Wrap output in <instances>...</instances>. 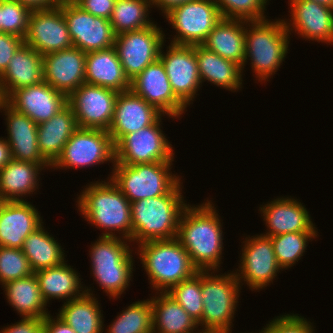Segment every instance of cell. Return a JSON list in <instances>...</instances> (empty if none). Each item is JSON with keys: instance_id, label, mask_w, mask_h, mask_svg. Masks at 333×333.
<instances>
[{"instance_id": "obj_1", "label": "cell", "mask_w": 333, "mask_h": 333, "mask_svg": "<svg viewBox=\"0 0 333 333\" xmlns=\"http://www.w3.org/2000/svg\"><path fill=\"white\" fill-rule=\"evenodd\" d=\"M212 200L199 205L189 204L179 221L176 238L189 254L198 270H220L222 263V219Z\"/></svg>"}, {"instance_id": "obj_2", "label": "cell", "mask_w": 333, "mask_h": 333, "mask_svg": "<svg viewBox=\"0 0 333 333\" xmlns=\"http://www.w3.org/2000/svg\"><path fill=\"white\" fill-rule=\"evenodd\" d=\"M77 198V208L85 220L104 229L102 235L119 237L131 241V202L124 196L111 179L90 182ZM114 231V232H113Z\"/></svg>"}, {"instance_id": "obj_3", "label": "cell", "mask_w": 333, "mask_h": 333, "mask_svg": "<svg viewBox=\"0 0 333 333\" xmlns=\"http://www.w3.org/2000/svg\"><path fill=\"white\" fill-rule=\"evenodd\" d=\"M180 181L168 194L131 203L133 243L176 238L179 221L189 205Z\"/></svg>"}, {"instance_id": "obj_4", "label": "cell", "mask_w": 333, "mask_h": 333, "mask_svg": "<svg viewBox=\"0 0 333 333\" xmlns=\"http://www.w3.org/2000/svg\"><path fill=\"white\" fill-rule=\"evenodd\" d=\"M290 34L282 19L245 20V59L259 82L269 81L288 53ZM248 60V61H247Z\"/></svg>"}, {"instance_id": "obj_5", "label": "cell", "mask_w": 333, "mask_h": 333, "mask_svg": "<svg viewBox=\"0 0 333 333\" xmlns=\"http://www.w3.org/2000/svg\"><path fill=\"white\" fill-rule=\"evenodd\" d=\"M136 251L156 293H167L198 272L177 238L146 241Z\"/></svg>"}, {"instance_id": "obj_6", "label": "cell", "mask_w": 333, "mask_h": 333, "mask_svg": "<svg viewBox=\"0 0 333 333\" xmlns=\"http://www.w3.org/2000/svg\"><path fill=\"white\" fill-rule=\"evenodd\" d=\"M118 236H99L90 246L91 275L110 299H119L128 289L134 271V258L128 242Z\"/></svg>"}, {"instance_id": "obj_7", "label": "cell", "mask_w": 333, "mask_h": 333, "mask_svg": "<svg viewBox=\"0 0 333 333\" xmlns=\"http://www.w3.org/2000/svg\"><path fill=\"white\" fill-rule=\"evenodd\" d=\"M173 161L143 164H114L107 179L120 189L131 202L168 194L181 180L173 174Z\"/></svg>"}, {"instance_id": "obj_8", "label": "cell", "mask_w": 333, "mask_h": 333, "mask_svg": "<svg viewBox=\"0 0 333 333\" xmlns=\"http://www.w3.org/2000/svg\"><path fill=\"white\" fill-rule=\"evenodd\" d=\"M218 270H201L202 319L201 330L231 329L238 307L240 289L234 270L215 274Z\"/></svg>"}, {"instance_id": "obj_9", "label": "cell", "mask_w": 333, "mask_h": 333, "mask_svg": "<svg viewBox=\"0 0 333 333\" xmlns=\"http://www.w3.org/2000/svg\"><path fill=\"white\" fill-rule=\"evenodd\" d=\"M110 161L115 164V145L108 131L78 128L50 169L77 170Z\"/></svg>"}, {"instance_id": "obj_10", "label": "cell", "mask_w": 333, "mask_h": 333, "mask_svg": "<svg viewBox=\"0 0 333 333\" xmlns=\"http://www.w3.org/2000/svg\"><path fill=\"white\" fill-rule=\"evenodd\" d=\"M177 33L171 44L201 45L214 26L222 19L214 0H192L174 7L165 15Z\"/></svg>"}, {"instance_id": "obj_11", "label": "cell", "mask_w": 333, "mask_h": 333, "mask_svg": "<svg viewBox=\"0 0 333 333\" xmlns=\"http://www.w3.org/2000/svg\"><path fill=\"white\" fill-rule=\"evenodd\" d=\"M162 114L152 125L125 135L115 145V164H143L162 161H174L172 144L166 138L162 128Z\"/></svg>"}, {"instance_id": "obj_12", "label": "cell", "mask_w": 333, "mask_h": 333, "mask_svg": "<svg viewBox=\"0 0 333 333\" xmlns=\"http://www.w3.org/2000/svg\"><path fill=\"white\" fill-rule=\"evenodd\" d=\"M165 36L157 23L115 36L113 47L130 81L159 59L162 45L166 43Z\"/></svg>"}, {"instance_id": "obj_13", "label": "cell", "mask_w": 333, "mask_h": 333, "mask_svg": "<svg viewBox=\"0 0 333 333\" xmlns=\"http://www.w3.org/2000/svg\"><path fill=\"white\" fill-rule=\"evenodd\" d=\"M242 245V256L234 273L241 286L246 282L251 291L259 292L273 283L277 273L282 270L277 262L272 241L270 237L256 234L245 237Z\"/></svg>"}, {"instance_id": "obj_14", "label": "cell", "mask_w": 333, "mask_h": 333, "mask_svg": "<svg viewBox=\"0 0 333 333\" xmlns=\"http://www.w3.org/2000/svg\"><path fill=\"white\" fill-rule=\"evenodd\" d=\"M58 6L66 20L73 47L88 53L114 46L116 35L108 19L93 16L74 2L61 1Z\"/></svg>"}, {"instance_id": "obj_15", "label": "cell", "mask_w": 333, "mask_h": 333, "mask_svg": "<svg viewBox=\"0 0 333 333\" xmlns=\"http://www.w3.org/2000/svg\"><path fill=\"white\" fill-rule=\"evenodd\" d=\"M119 92L90 84L80 85L67 97L78 128L109 130Z\"/></svg>"}, {"instance_id": "obj_16", "label": "cell", "mask_w": 333, "mask_h": 333, "mask_svg": "<svg viewBox=\"0 0 333 333\" xmlns=\"http://www.w3.org/2000/svg\"><path fill=\"white\" fill-rule=\"evenodd\" d=\"M162 45L159 59L162 61L174 94L188 107L202 87L199 78L195 45L169 44L166 53ZM196 95V96H195Z\"/></svg>"}, {"instance_id": "obj_17", "label": "cell", "mask_w": 333, "mask_h": 333, "mask_svg": "<svg viewBox=\"0 0 333 333\" xmlns=\"http://www.w3.org/2000/svg\"><path fill=\"white\" fill-rule=\"evenodd\" d=\"M24 44L42 56L73 47L66 20L59 6L31 11Z\"/></svg>"}, {"instance_id": "obj_18", "label": "cell", "mask_w": 333, "mask_h": 333, "mask_svg": "<svg viewBox=\"0 0 333 333\" xmlns=\"http://www.w3.org/2000/svg\"><path fill=\"white\" fill-rule=\"evenodd\" d=\"M130 89L165 115L179 119L187 111V106L174 94L160 59L134 77Z\"/></svg>"}, {"instance_id": "obj_19", "label": "cell", "mask_w": 333, "mask_h": 333, "mask_svg": "<svg viewBox=\"0 0 333 333\" xmlns=\"http://www.w3.org/2000/svg\"><path fill=\"white\" fill-rule=\"evenodd\" d=\"M288 4L290 19L283 20L289 34L295 31L306 40L333 45V8L308 0H289Z\"/></svg>"}, {"instance_id": "obj_20", "label": "cell", "mask_w": 333, "mask_h": 333, "mask_svg": "<svg viewBox=\"0 0 333 333\" xmlns=\"http://www.w3.org/2000/svg\"><path fill=\"white\" fill-rule=\"evenodd\" d=\"M7 104L39 125L67 105V96L42 81L13 91L7 97Z\"/></svg>"}, {"instance_id": "obj_21", "label": "cell", "mask_w": 333, "mask_h": 333, "mask_svg": "<svg viewBox=\"0 0 333 333\" xmlns=\"http://www.w3.org/2000/svg\"><path fill=\"white\" fill-rule=\"evenodd\" d=\"M258 211L267 227L265 234L261 235L266 237L293 232H318L305 205L292 196L268 201Z\"/></svg>"}, {"instance_id": "obj_22", "label": "cell", "mask_w": 333, "mask_h": 333, "mask_svg": "<svg viewBox=\"0 0 333 333\" xmlns=\"http://www.w3.org/2000/svg\"><path fill=\"white\" fill-rule=\"evenodd\" d=\"M162 114L131 89L119 92L108 133L116 145L125 135L152 125Z\"/></svg>"}, {"instance_id": "obj_23", "label": "cell", "mask_w": 333, "mask_h": 333, "mask_svg": "<svg viewBox=\"0 0 333 333\" xmlns=\"http://www.w3.org/2000/svg\"><path fill=\"white\" fill-rule=\"evenodd\" d=\"M86 53L71 47L43 56V81L67 97L85 83Z\"/></svg>"}, {"instance_id": "obj_24", "label": "cell", "mask_w": 333, "mask_h": 333, "mask_svg": "<svg viewBox=\"0 0 333 333\" xmlns=\"http://www.w3.org/2000/svg\"><path fill=\"white\" fill-rule=\"evenodd\" d=\"M43 223L41 214L30 201H3L0 206V246L21 249L28 235Z\"/></svg>"}, {"instance_id": "obj_25", "label": "cell", "mask_w": 333, "mask_h": 333, "mask_svg": "<svg viewBox=\"0 0 333 333\" xmlns=\"http://www.w3.org/2000/svg\"><path fill=\"white\" fill-rule=\"evenodd\" d=\"M5 115L7 137L12 159L51 165L41 154L37 142L38 125L28 116L15 111L7 103L1 109Z\"/></svg>"}, {"instance_id": "obj_26", "label": "cell", "mask_w": 333, "mask_h": 333, "mask_svg": "<svg viewBox=\"0 0 333 333\" xmlns=\"http://www.w3.org/2000/svg\"><path fill=\"white\" fill-rule=\"evenodd\" d=\"M85 83L118 92L131 88L114 47L86 53Z\"/></svg>"}, {"instance_id": "obj_27", "label": "cell", "mask_w": 333, "mask_h": 333, "mask_svg": "<svg viewBox=\"0 0 333 333\" xmlns=\"http://www.w3.org/2000/svg\"><path fill=\"white\" fill-rule=\"evenodd\" d=\"M46 168H51V165L11 159L0 170V198L3 201H24L26 196L35 194L39 189V174Z\"/></svg>"}, {"instance_id": "obj_28", "label": "cell", "mask_w": 333, "mask_h": 333, "mask_svg": "<svg viewBox=\"0 0 333 333\" xmlns=\"http://www.w3.org/2000/svg\"><path fill=\"white\" fill-rule=\"evenodd\" d=\"M0 79L6 97L17 89L42 82L43 56L23 44L11 58Z\"/></svg>"}, {"instance_id": "obj_29", "label": "cell", "mask_w": 333, "mask_h": 333, "mask_svg": "<svg viewBox=\"0 0 333 333\" xmlns=\"http://www.w3.org/2000/svg\"><path fill=\"white\" fill-rule=\"evenodd\" d=\"M195 55L202 84L207 80L231 92H238L243 88V72L240 65L222 58L202 45H195Z\"/></svg>"}, {"instance_id": "obj_30", "label": "cell", "mask_w": 333, "mask_h": 333, "mask_svg": "<svg viewBox=\"0 0 333 333\" xmlns=\"http://www.w3.org/2000/svg\"><path fill=\"white\" fill-rule=\"evenodd\" d=\"M224 59L244 68L245 20L222 18L201 44Z\"/></svg>"}, {"instance_id": "obj_31", "label": "cell", "mask_w": 333, "mask_h": 333, "mask_svg": "<svg viewBox=\"0 0 333 333\" xmlns=\"http://www.w3.org/2000/svg\"><path fill=\"white\" fill-rule=\"evenodd\" d=\"M77 129L76 117L68 104L50 120L38 125L39 150L51 165L60 156L64 145Z\"/></svg>"}, {"instance_id": "obj_32", "label": "cell", "mask_w": 333, "mask_h": 333, "mask_svg": "<svg viewBox=\"0 0 333 333\" xmlns=\"http://www.w3.org/2000/svg\"><path fill=\"white\" fill-rule=\"evenodd\" d=\"M85 293L76 299L63 302L58 316L76 333H103L104 320L100 302L91 287L84 285Z\"/></svg>"}, {"instance_id": "obj_33", "label": "cell", "mask_w": 333, "mask_h": 333, "mask_svg": "<svg viewBox=\"0 0 333 333\" xmlns=\"http://www.w3.org/2000/svg\"><path fill=\"white\" fill-rule=\"evenodd\" d=\"M66 262L34 273L47 304H50L51 299H65L67 302L85 293L79 273Z\"/></svg>"}, {"instance_id": "obj_34", "label": "cell", "mask_w": 333, "mask_h": 333, "mask_svg": "<svg viewBox=\"0 0 333 333\" xmlns=\"http://www.w3.org/2000/svg\"><path fill=\"white\" fill-rule=\"evenodd\" d=\"M6 300L22 318L43 319L48 312L34 273L2 285Z\"/></svg>"}, {"instance_id": "obj_35", "label": "cell", "mask_w": 333, "mask_h": 333, "mask_svg": "<svg viewBox=\"0 0 333 333\" xmlns=\"http://www.w3.org/2000/svg\"><path fill=\"white\" fill-rule=\"evenodd\" d=\"M151 305L153 333H196L199 330L197 322L169 294L155 293Z\"/></svg>"}, {"instance_id": "obj_36", "label": "cell", "mask_w": 333, "mask_h": 333, "mask_svg": "<svg viewBox=\"0 0 333 333\" xmlns=\"http://www.w3.org/2000/svg\"><path fill=\"white\" fill-rule=\"evenodd\" d=\"M43 225L28 235L21 248L33 273L58 266L66 260L65 256H67L60 242L55 240L50 232L45 231Z\"/></svg>"}, {"instance_id": "obj_37", "label": "cell", "mask_w": 333, "mask_h": 333, "mask_svg": "<svg viewBox=\"0 0 333 333\" xmlns=\"http://www.w3.org/2000/svg\"><path fill=\"white\" fill-rule=\"evenodd\" d=\"M150 0H116L109 19L115 35L135 31L154 24L149 18Z\"/></svg>"}, {"instance_id": "obj_38", "label": "cell", "mask_w": 333, "mask_h": 333, "mask_svg": "<svg viewBox=\"0 0 333 333\" xmlns=\"http://www.w3.org/2000/svg\"><path fill=\"white\" fill-rule=\"evenodd\" d=\"M106 333H153L151 299L126 307L105 330Z\"/></svg>"}, {"instance_id": "obj_39", "label": "cell", "mask_w": 333, "mask_h": 333, "mask_svg": "<svg viewBox=\"0 0 333 333\" xmlns=\"http://www.w3.org/2000/svg\"><path fill=\"white\" fill-rule=\"evenodd\" d=\"M318 236V232H293L270 237L277 262L282 271L293 267L305 254L308 242Z\"/></svg>"}, {"instance_id": "obj_40", "label": "cell", "mask_w": 333, "mask_h": 333, "mask_svg": "<svg viewBox=\"0 0 333 333\" xmlns=\"http://www.w3.org/2000/svg\"><path fill=\"white\" fill-rule=\"evenodd\" d=\"M169 294L198 323L202 319L201 270L172 287Z\"/></svg>"}, {"instance_id": "obj_41", "label": "cell", "mask_w": 333, "mask_h": 333, "mask_svg": "<svg viewBox=\"0 0 333 333\" xmlns=\"http://www.w3.org/2000/svg\"><path fill=\"white\" fill-rule=\"evenodd\" d=\"M225 19L263 20L269 0H214ZM268 3V4H267Z\"/></svg>"}, {"instance_id": "obj_42", "label": "cell", "mask_w": 333, "mask_h": 333, "mask_svg": "<svg viewBox=\"0 0 333 333\" xmlns=\"http://www.w3.org/2000/svg\"><path fill=\"white\" fill-rule=\"evenodd\" d=\"M31 10L17 0H1V32L25 38Z\"/></svg>"}, {"instance_id": "obj_43", "label": "cell", "mask_w": 333, "mask_h": 333, "mask_svg": "<svg viewBox=\"0 0 333 333\" xmlns=\"http://www.w3.org/2000/svg\"><path fill=\"white\" fill-rule=\"evenodd\" d=\"M32 273L28 259L21 249L0 246V285Z\"/></svg>"}, {"instance_id": "obj_44", "label": "cell", "mask_w": 333, "mask_h": 333, "mask_svg": "<svg viewBox=\"0 0 333 333\" xmlns=\"http://www.w3.org/2000/svg\"><path fill=\"white\" fill-rule=\"evenodd\" d=\"M299 314H284L275 317L265 325L261 333H315L313 322Z\"/></svg>"}, {"instance_id": "obj_45", "label": "cell", "mask_w": 333, "mask_h": 333, "mask_svg": "<svg viewBox=\"0 0 333 333\" xmlns=\"http://www.w3.org/2000/svg\"><path fill=\"white\" fill-rule=\"evenodd\" d=\"M23 44V38L0 32V76L5 72L11 58Z\"/></svg>"}, {"instance_id": "obj_46", "label": "cell", "mask_w": 333, "mask_h": 333, "mask_svg": "<svg viewBox=\"0 0 333 333\" xmlns=\"http://www.w3.org/2000/svg\"><path fill=\"white\" fill-rule=\"evenodd\" d=\"M74 3L93 16L110 19L116 0H75Z\"/></svg>"}, {"instance_id": "obj_47", "label": "cell", "mask_w": 333, "mask_h": 333, "mask_svg": "<svg viewBox=\"0 0 333 333\" xmlns=\"http://www.w3.org/2000/svg\"><path fill=\"white\" fill-rule=\"evenodd\" d=\"M7 326L2 328L0 333H44L43 319L41 318H22Z\"/></svg>"}, {"instance_id": "obj_48", "label": "cell", "mask_w": 333, "mask_h": 333, "mask_svg": "<svg viewBox=\"0 0 333 333\" xmlns=\"http://www.w3.org/2000/svg\"><path fill=\"white\" fill-rule=\"evenodd\" d=\"M50 315L48 314L43 318L44 333H76L58 315H56V318Z\"/></svg>"}, {"instance_id": "obj_49", "label": "cell", "mask_w": 333, "mask_h": 333, "mask_svg": "<svg viewBox=\"0 0 333 333\" xmlns=\"http://www.w3.org/2000/svg\"><path fill=\"white\" fill-rule=\"evenodd\" d=\"M17 1L22 3L31 11L54 8L61 3V0H17Z\"/></svg>"}, {"instance_id": "obj_50", "label": "cell", "mask_w": 333, "mask_h": 333, "mask_svg": "<svg viewBox=\"0 0 333 333\" xmlns=\"http://www.w3.org/2000/svg\"><path fill=\"white\" fill-rule=\"evenodd\" d=\"M152 8L156 7L158 10H161L162 15L169 12L174 7H177L181 4H184L192 0H150Z\"/></svg>"}, {"instance_id": "obj_51", "label": "cell", "mask_w": 333, "mask_h": 333, "mask_svg": "<svg viewBox=\"0 0 333 333\" xmlns=\"http://www.w3.org/2000/svg\"><path fill=\"white\" fill-rule=\"evenodd\" d=\"M12 159L11 150L7 140L0 138V170Z\"/></svg>"}, {"instance_id": "obj_52", "label": "cell", "mask_w": 333, "mask_h": 333, "mask_svg": "<svg viewBox=\"0 0 333 333\" xmlns=\"http://www.w3.org/2000/svg\"><path fill=\"white\" fill-rule=\"evenodd\" d=\"M7 103V97L5 96L4 90L2 88V83H1V79H0V112L3 113L1 111V109L3 108V106Z\"/></svg>"}, {"instance_id": "obj_53", "label": "cell", "mask_w": 333, "mask_h": 333, "mask_svg": "<svg viewBox=\"0 0 333 333\" xmlns=\"http://www.w3.org/2000/svg\"><path fill=\"white\" fill-rule=\"evenodd\" d=\"M308 1H314L318 4L327 6L329 8H333V0H308Z\"/></svg>"}, {"instance_id": "obj_54", "label": "cell", "mask_w": 333, "mask_h": 333, "mask_svg": "<svg viewBox=\"0 0 333 333\" xmlns=\"http://www.w3.org/2000/svg\"><path fill=\"white\" fill-rule=\"evenodd\" d=\"M196 333H219V330H202L201 327L200 330H198Z\"/></svg>"}, {"instance_id": "obj_55", "label": "cell", "mask_w": 333, "mask_h": 333, "mask_svg": "<svg viewBox=\"0 0 333 333\" xmlns=\"http://www.w3.org/2000/svg\"><path fill=\"white\" fill-rule=\"evenodd\" d=\"M232 332V329H222V330H219V333H231ZM242 333V332H241ZM246 333V332H245ZM249 333V332H248ZM252 333V332H251ZM254 333V332H253ZM259 333H261V331L259 330Z\"/></svg>"}, {"instance_id": "obj_56", "label": "cell", "mask_w": 333, "mask_h": 333, "mask_svg": "<svg viewBox=\"0 0 333 333\" xmlns=\"http://www.w3.org/2000/svg\"><path fill=\"white\" fill-rule=\"evenodd\" d=\"M0 32H1V0H0Z\"/></svg>"}, {"instance_id": "obj_57", "label": "cell", "mask_w": 333, "mask_h": 333, "mask_svg": "<svg viewBox=\"0 0 333 333\" xmlns=\"http://www.w3.org/2000/svg\"><path fill=\"white\" fill-rule=\"evenodd\" d=\"M61 1H69V2H74L75 0H61Z\"/></svg>"}, {"instance_id": "obj_58", "label": "cell", "mask_w": 333, "mask_h": 333, "mask_svg": "<svg viewBox=\"0 0 333 333\" xmlns=\"http://www.w3.org/2000/svg\"><path fill=\"white\" fill-rule=\"evenodd\" d=\"M2 203H3V200L0 198V206H1Z\"/></svg>"}]
</instances>
